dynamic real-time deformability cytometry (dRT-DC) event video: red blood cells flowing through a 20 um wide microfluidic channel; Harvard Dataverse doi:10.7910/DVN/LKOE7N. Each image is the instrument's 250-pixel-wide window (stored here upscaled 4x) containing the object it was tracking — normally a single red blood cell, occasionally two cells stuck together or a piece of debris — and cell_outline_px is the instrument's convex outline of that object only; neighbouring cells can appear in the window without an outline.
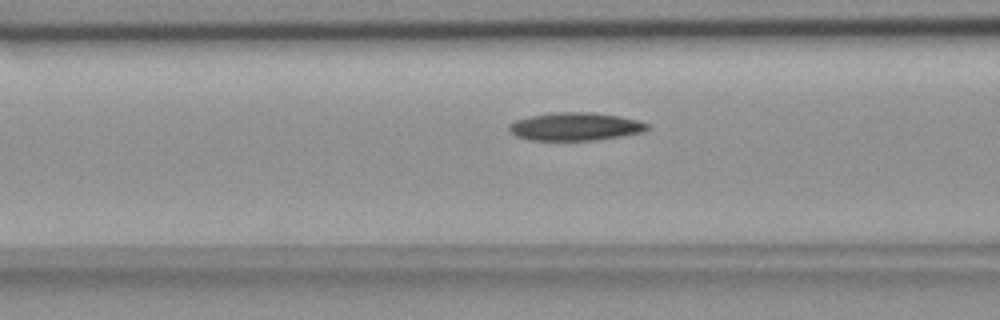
{"species": "common noctule bat (a hibernating species)", "species_latin": "Nyctalus noctula", "temperature_condition": "room temperature", "stored_images_in_passage": 56, "camera_frame_rate_fps": 3000, "um_per_image_px": 0.085, "animal": {"sex": "female", "body_mass_g": 18.4}, "frame": {"image": 1, "passage_image": 22, "time_ms": 7.0, "image_size_px": [1000, 320], "cell_outline_px": [[652, 124], [648, 128], [640, 132], [620, 136], [596, 140], [528, 140], [516, 136], [508, 132], [508, 124], [516, 120], [528, 116], [552, 112], [588, 112], [620, 116]], "centroid_in_image_um": [48.84, 10.75], "position_along_channel_um": 117.8, "area_um2": 22.66}}
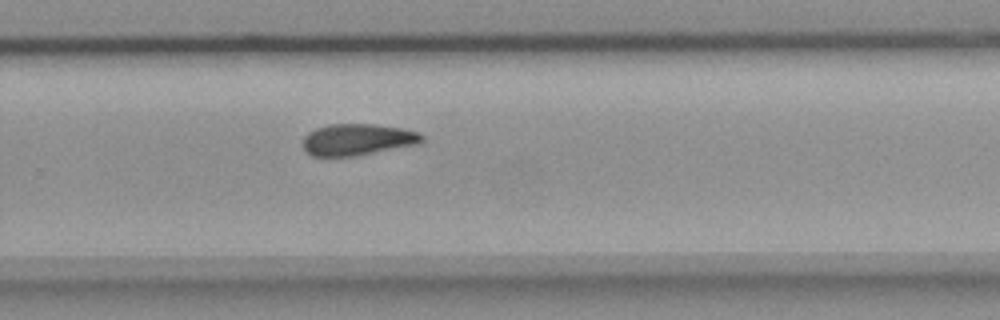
{"frame": {"image": 2, "passage_image": 37, "time_ms": 12.0, "image_size_px": [1000, 320], "cell_outline_px": [[424, 140], [416, 144], [352, 156], [312, 156], [304, 152], [304, 136], [308, 132], [316, 128], [328, 124], [372, 124], [400, 128], [420, 132], [424, 136]], "centroid_in_image_um": [30.35, 11.85], "position_along_channel_um": 299.4, "area_um2": 21.68}}
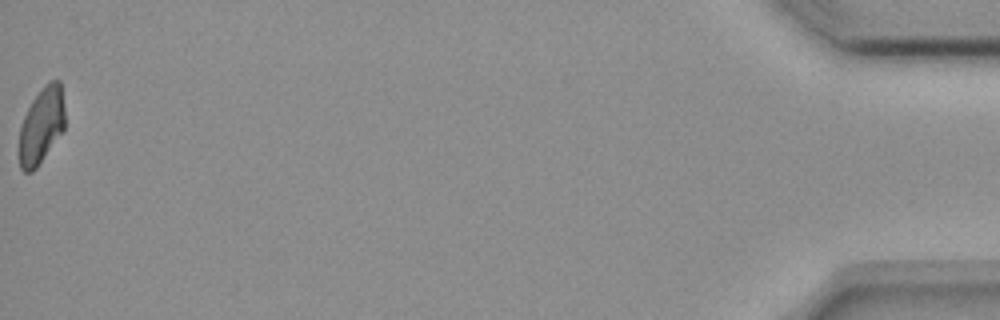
{"frame": {"image": 3, "passage_image": 56, "time_ms": 18.333, "image_size_px": [1000, 320], "cell_outline_px": [[64, 128], [36, 168], [32, 172], [24, 172], [20, 168], [20, 124], [32, 100], [44, 84], [48, 80], [60, 80], [64, 108]], "centroid_in_image_um": [3.52, 10.64], "position_along_channel_um": 431.7, "area_um2": 20.0}, "authors_computed_cell_mechanics": {"area_um2": 22.0796, "velocity_mm_per_s": 3.6459, "shape_relaxation_time_tau1_ms": 7.642, "shape_relaxation_time_tau2_ms": null, "deformation_change_tau1": 0.156, "deformation_change_tau2": null}}